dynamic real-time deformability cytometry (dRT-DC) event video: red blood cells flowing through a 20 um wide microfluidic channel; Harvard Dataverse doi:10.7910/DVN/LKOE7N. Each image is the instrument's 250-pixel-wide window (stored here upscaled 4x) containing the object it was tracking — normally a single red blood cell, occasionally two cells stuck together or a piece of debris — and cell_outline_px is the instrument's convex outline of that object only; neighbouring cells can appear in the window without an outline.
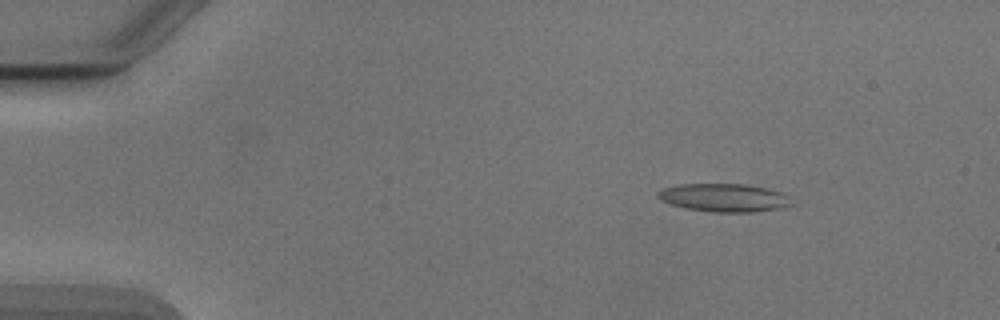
{"species": "Egyptian fruit bat (a non-hibernating species)", "species_latin": "Rousettus aegyptiacus", "temperature_condition": "cold", "stored_images_in_passage": 54, "camera_frame_rate_fps": 3000, "um_per_image_px": 0.085, "animal": {"sex": "male"}, "frame": {"image": 1, "passage_image": 8, "time_ms": 2.333, "image_size_px": [1000, 320], "cell_outline_px": [[792, 204], [780, 208], [752, 212], [712, 212], [688, 208], [668, 204], [660, 200], [656, 196], [656, 192], [664, 188], [680, 184], [744, 184], [784, 192], [792, 196]], "centroid_in_image_um": [61.56, 16.8], "position_along_channel_um": 23.4, "area_um2": 22.08}}
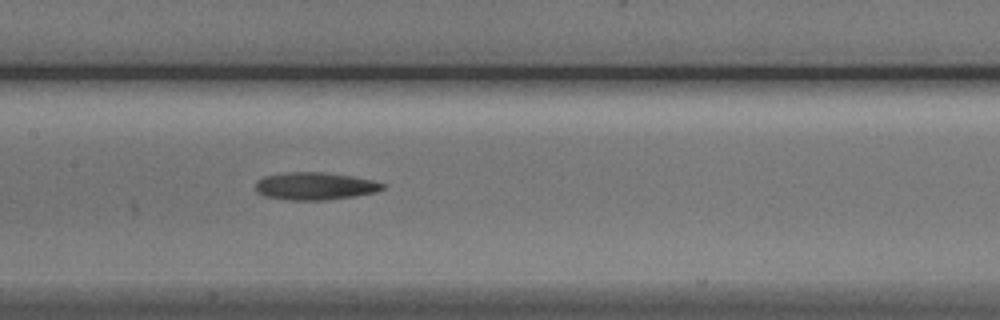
{"frame": {"image": 2, "passage_image": 27, "time_ms": 8.667, "image_size_px": [1000, 320], "cell_outline_px": [[384, 188], [376, 192], [352, 196], [324, 200], [288, 200], [264, 196], [256, 192], [256, 180], [264, 176], [288, 172], [324, 172], [352, 176], [372, 180], [384, 184]], "centroid_in_image_um": [26.73, 15.81], "position_along_channel_um": 180.7, "area_um2": 20.35}}
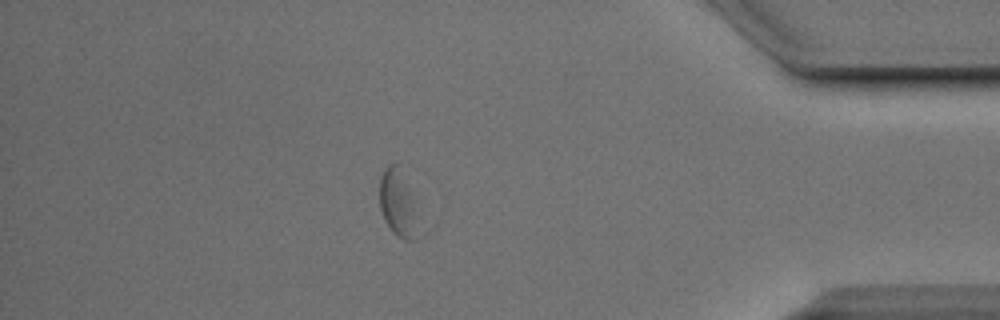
{"frame": {"image": 3, "passage_image": 47, "time_ms": 15.333, "image_size_px": [1000, 320], "cell_outline_px": [[436, 224], [424, 236], [416, 240], [404, 240], [396, 236], [392, 232], [384, 220], [380, 208], [380, 180], [384, 168], [396, 160], [404, 164]], "centroid_in_image_um": [34.29, 17.35], "position_along_channel_um": 400.9, "area_um2": 20.81}, "authors_computed_cell_mechanics": {"area_um2": 20.9236, "velocity_mm_per_s": 3.8339, "shape_relaxation_time_tau1_ms": 6.6103, "shape_relaxation_time_tau2_ms": 9.3545, "deformation_change_tau1": 0.1371, "deformation_change_tau2": 0.1605}}